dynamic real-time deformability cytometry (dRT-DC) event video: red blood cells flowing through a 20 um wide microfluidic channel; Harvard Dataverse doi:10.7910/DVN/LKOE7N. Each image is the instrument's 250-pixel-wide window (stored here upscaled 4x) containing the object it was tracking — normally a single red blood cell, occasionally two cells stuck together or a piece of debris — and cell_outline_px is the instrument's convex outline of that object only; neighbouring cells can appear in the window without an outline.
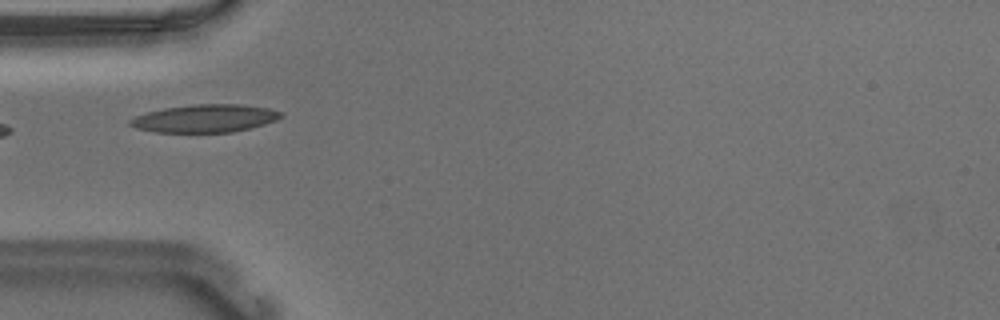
{"species": "Egyptian fruit bat (a non-hibernating species)", "species_latin": "Rousettus aegyptiacus", "temperature_condition": "warm", "stored_images_in_passage": 24, "camera_frame_rate_fps": 3000, "um_per_image_px": 0.085, "animal": {"sex": "male"}, "frame": {"image": 1, "passage_image": 1, "time_ms": 0.0, "image_size_px": [1000, 320], "cell_outline_px": [[284, 116], [276, 120], [264, 124], [232, 132], [156, 132], [136, 128], [128, 124], [128, 120], [136, 116], [148, 112], [164, 108], [192, 104], [240, 104], [268, 108], [284, 112]], "centroid_in_image_um": [17.43, 10.06], "position_along_channel_um": 67.6, "area_um2": 24.45}}